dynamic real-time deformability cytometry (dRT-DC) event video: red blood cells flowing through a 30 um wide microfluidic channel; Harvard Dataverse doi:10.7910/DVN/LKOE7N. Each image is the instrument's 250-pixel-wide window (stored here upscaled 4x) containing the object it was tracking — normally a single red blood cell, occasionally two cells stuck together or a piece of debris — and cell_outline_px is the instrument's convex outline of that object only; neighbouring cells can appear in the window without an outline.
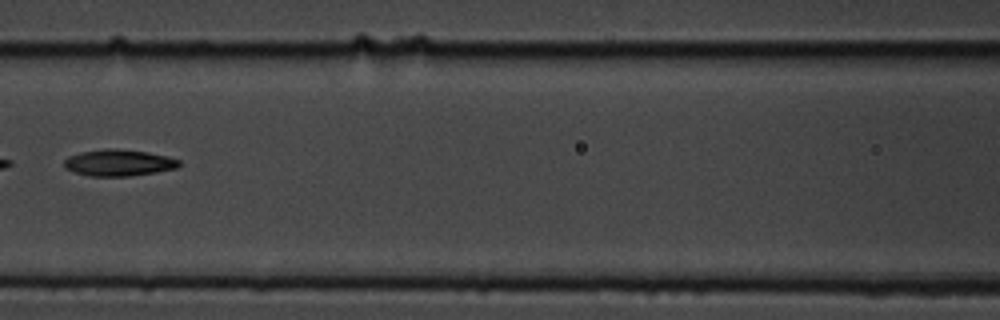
{"species": "common noctule bat (a hibernating species)", "species_latin": "Nyctalus noctula", "temperature_condition": "cold", "stored_images_in_passage": 11, "camera_frame_rate_fps": 3000, "um_per_image_px": 0.085, "animal": {"sex": "male", "body_mass_g": 19.5, "forearm_length_mm": 54.6}, "frame": {"image": 1, "passage_image": 7, "time_ms": 2.0, "image_size_px": [1000, 320], "cell_outline_px": [[180, 164], [176, 168], [156, 172], [128, 176], [88, 176], [64, 168], [64, 160], [68, 156], [80, 152], [104, 148], [116, 148], [148, 152], [168, 156], [180, 160]], "centroid_in_image_um": [10.07, 13.82], "position_along_channel_um": 156.5, "area_um2": 17.86}}
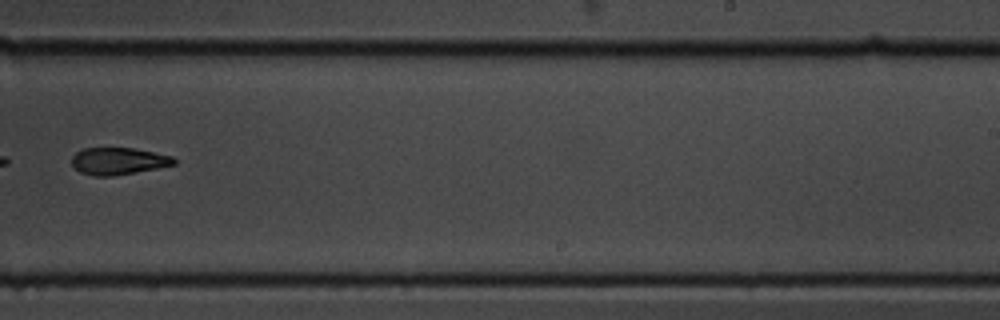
{"frame": {"image": 2, "passage_image": 10, "time_ms": 3.0, "image_size_px": [1000, 320], "cell_outline_px": [[176, 164], [156, 168], [112, 176], [92, 176], [80, 172], [72, 164], [72, 156], [76, 152], [84, 148], [132, 148], [172, 156], [176, 160]], "centroid_in_image_um": [10.03, 13.69], "position_along_channel_um": 279.0, "area_um2": 15.95}}
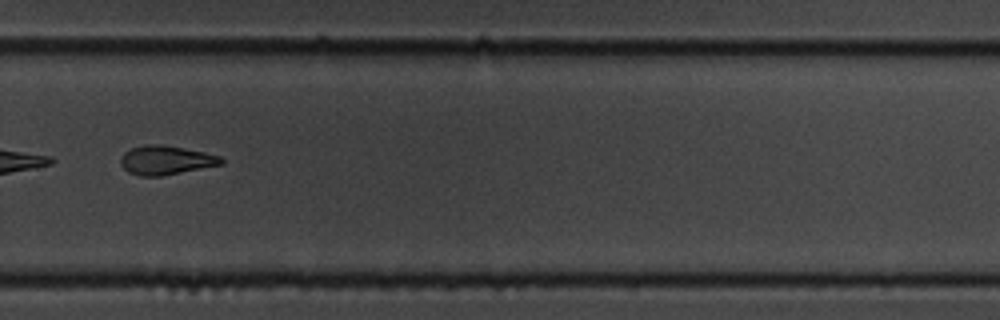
{"frame": {"image": 3, "passage_image": 11, "time_ms": 3.333, "image_size_px": [1000, 320], "cell_outline_px": [[224, 164], [160, 176], [140, 176], [128, 172], [120, 164], [120, 156], [124, 152], [132, 148], [144, 144], [160, 144], [204, 152], [220, 156], [224, 160]], "centroid_in_image_um": [14.08, 13.61], "position_along_channel_um": 315.7, "area_um2": 16.99}}